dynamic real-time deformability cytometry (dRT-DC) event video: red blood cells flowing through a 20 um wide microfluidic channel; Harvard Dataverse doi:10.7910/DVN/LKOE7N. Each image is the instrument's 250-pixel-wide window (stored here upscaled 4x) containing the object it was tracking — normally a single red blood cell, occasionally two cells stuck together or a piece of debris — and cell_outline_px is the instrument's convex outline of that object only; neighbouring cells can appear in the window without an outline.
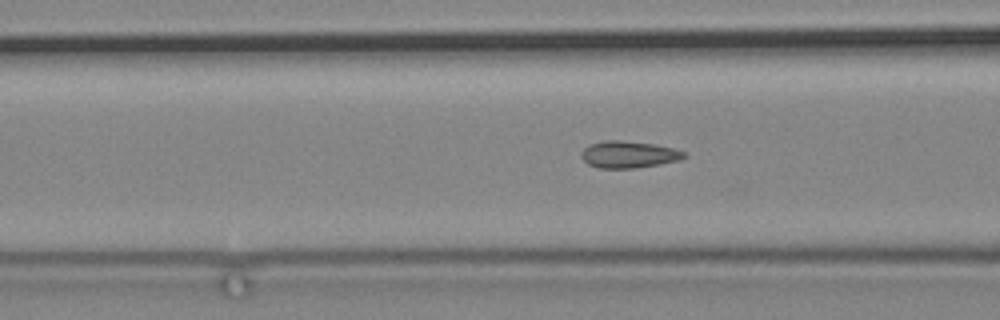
{"species": "common noctule bat (a hibernating species)", "species_latin": "Nyctalus noctula", "temperature_condition": "cold", "stored_images_in_passage": 36, "camera_frame_rate_fps": 3000, "um_per_image_px": 0.085, "animal": {"sex": "male", "body_mass_g": 19.2, "forearm_length_mm": 51.8}, "frame": {"image": 1, "passage_image": 9, "time_ms": 2.667, "image_size_px": [1000, 320], "cell_outline_px": [[688, 156], [680, 160], [660, 164], [636, 168], [600, 168], [588, 164], [580, 156], [580, 152], [588, 144], [604, 140], [620, 140], [652, 144], [672, 148], [684, 152]], "centroid_in_image_um": [53.4, 13.13], "position_along_channel_um": 113.2, "area_um2": 16.13}}
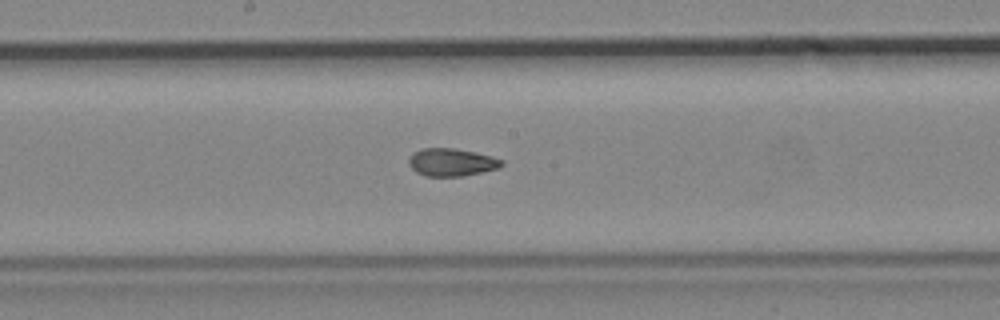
{"frame": {"image": 2, "passage_image": 18, "time_ms": 5.667, "image_size_px": [1000, 320], "cell_outline_px": [[504, 164], [496, 168], [464, 176], [424, 176], [416, 172], [408, 164], [408, 160], [412, 152], [420, 148], [452, 148], [476, 152], [504, 160]], "centroid_in_image_um": [38.33, 13.78], "position_along_channel_um": 209.9, "area_um2": 15.03}}
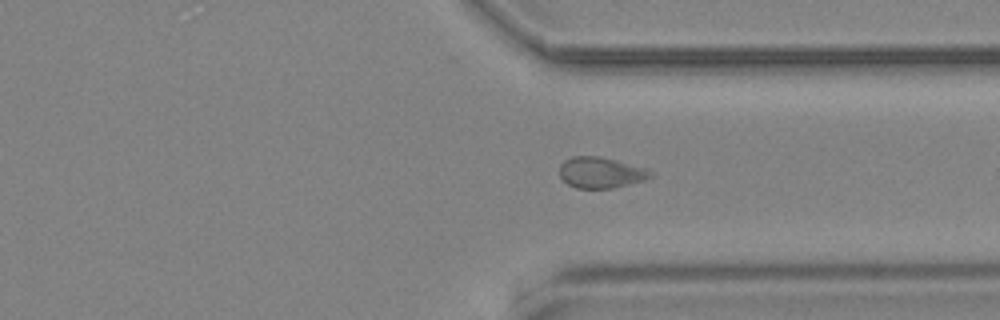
{"frame": {"image": 3, "passage_image": 32, "time_ms": 10.333, "image_size_px": [1000, 320], "cell_outline_px": [[652, 176], [644, 180], [612, 188], [576, 188], [568, 184], [560, 176], [560, 164], [564, 160], [572, 156], [600, 156], [648, 168], [652, 172]], "centroid_in_image_um": [51.07, 14.66], "position_along_channel_um": 360.3, "area_um2": 16.42}}